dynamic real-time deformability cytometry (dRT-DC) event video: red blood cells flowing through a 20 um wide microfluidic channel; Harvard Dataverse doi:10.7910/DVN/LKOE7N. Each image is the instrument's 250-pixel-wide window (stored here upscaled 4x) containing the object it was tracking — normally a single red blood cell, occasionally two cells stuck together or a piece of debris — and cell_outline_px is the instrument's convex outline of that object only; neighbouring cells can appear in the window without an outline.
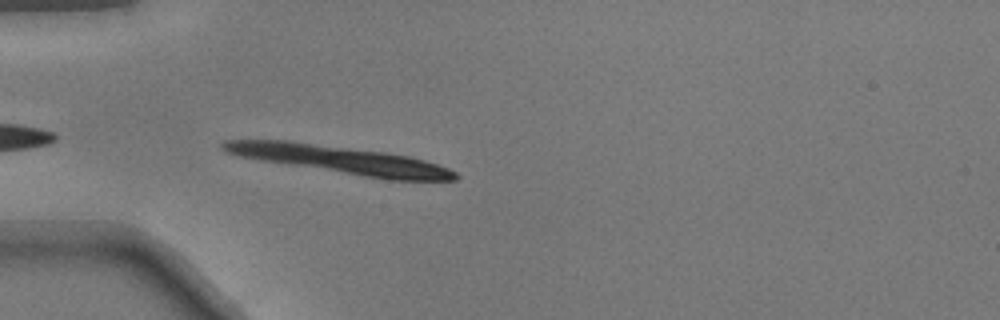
{"species": "common noctule bat (a hibernating species)", "species_latin": "Nyctalus noctula", "temperature_condition": "warm", "stored_images_in_passage": 10, "camera_frame_rate_fps": 3000, "um_per_image_px": 0.085, "animal": {"sex": "male", "body_mass_g": 17.9}, "frame": {"image": 1, "passage_image": 2, "time_ms": 0.333, "image_size_px": [1000, 320], "cell_outline_px": [[460, 176], [456, 180], [388, 180], [260, 160], [236, 156], [224, 152], [220, 148], [220, 144], [224, 140], [288, 140], [388, 152], [408, 156], [424, 160], [448, 168], [456, 172]], "centroid_in_image_um": [28.89, 13.57], "position_along_channel_um": 56.1, "area_um2": 37.74}}